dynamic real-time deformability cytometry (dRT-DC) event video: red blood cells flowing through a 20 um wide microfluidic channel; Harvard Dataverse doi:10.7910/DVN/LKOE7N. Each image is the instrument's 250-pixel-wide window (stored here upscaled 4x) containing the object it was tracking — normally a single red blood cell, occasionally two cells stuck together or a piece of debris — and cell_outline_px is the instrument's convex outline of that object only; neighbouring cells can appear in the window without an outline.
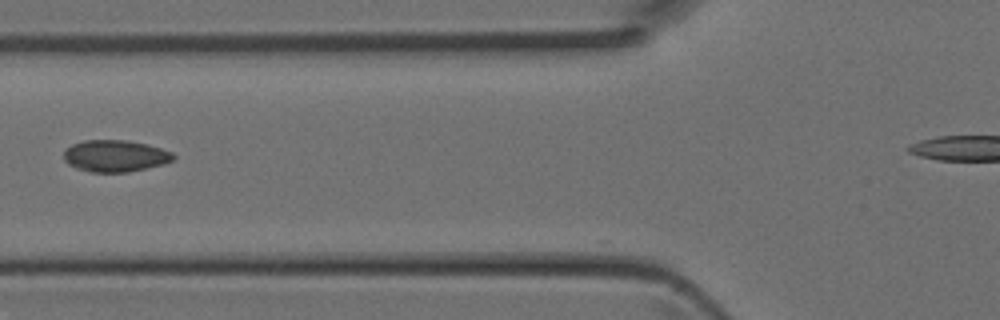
{"species": "Egyptian fruit bat (a non-hibernating species)", "species_latin": "Rousettus aegyptiacus", "temperature_condition": "room temperature", "stored_images_in_passage": 24, "camera_frame_rate_fps": 3000, "um_per_image_px": 0.085, "animal": {"sex": "female"}, "frame": {"image": 1, "passage_image": 2, "time_ms": 0.333, "image_size_px": [1000, 320], "cell_outline_px": [[176, 156], [172, 160], [160, 164], [128, 172], [92, 172], [76, 168], [68, 164], [64, 160], [64, 148], [72, 144], [84, 140], [128, 140], [148, 144], [172, 152]], "centroid_in_image_um": [9.74, 13.24], "position_along_channel_um": 116.1, "area_um2": 20.23}}
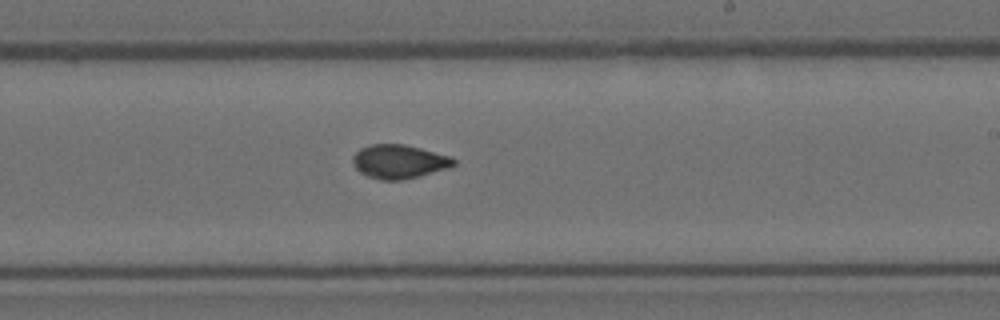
{"frame": {"image": 2, "passage_image": 11, "time_ms": 3.333, "image_size_px": [1000, 320], "cell_outline_px": [[456, 164], [448, 168], [420, 176], [400, 180], [380, 180], [368, 176], [360, 172], [356, 168], [352, 160], [352, 156], [360, 148], [368, 144], [404, 144], [452, 156], [456, 160]], "centroid_in_image_um": [33.93, 13.73], "position_along_channel_um": 255.1, "area_um2": 20.0}}
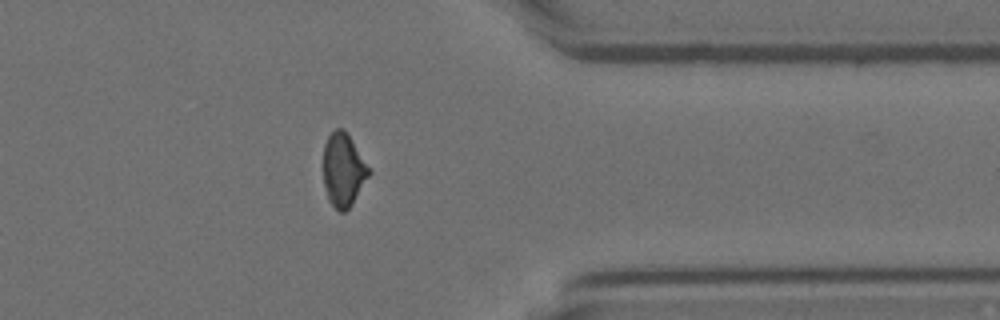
{"frame": {"image": 3, "passage_image": 20, "time_ms": 6.333, "image_size_px": [1000, 320], "cell_outline_px": [[372, 172], [352, 204], [344, 212], [340, 212], [328, 200], [324, 184], [324, 144], [328, 136], [336, 128], [344, 128]], "centroid_in_image_um": [29.19, 14.44], "position_along_channel_um": 382.2, "area_um2": 19.31}}